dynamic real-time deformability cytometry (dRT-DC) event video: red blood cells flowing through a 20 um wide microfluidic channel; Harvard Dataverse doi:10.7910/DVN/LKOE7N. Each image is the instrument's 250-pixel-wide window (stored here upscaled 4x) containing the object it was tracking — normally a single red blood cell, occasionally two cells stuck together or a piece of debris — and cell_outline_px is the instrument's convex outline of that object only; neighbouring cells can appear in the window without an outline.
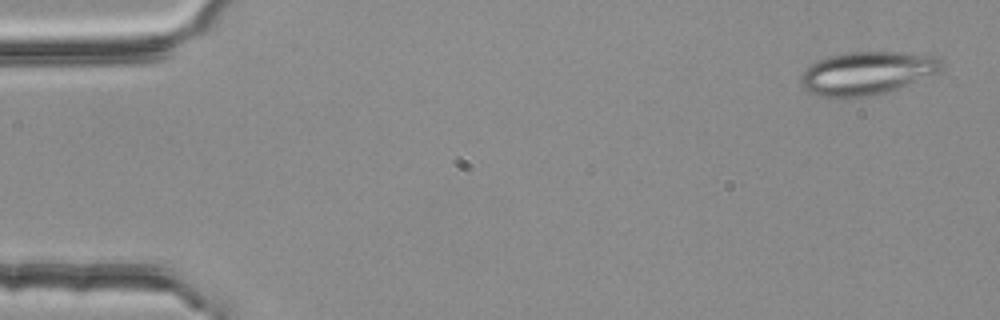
{"species": "common noctule bat (a hibernating species)", "species_latin": "Nyctalus noctula", "temperature_condition": "room temperature", "stored_images_in_passage": 5, "segment_of_instrument_passage": [1, 2], "camera_frame_rate_fps": 3000, "um_per_image_px": 0.085, "animal": {"sex": "female", "body_mass_g": 25.1}, "frame": {"image": 1, "passage_image": 1, "time_ms": 0.0, "image_size_px": [1000, 320], "cell_outline_px": [[940, 68], [936, 72], [896, 88], [884, 92], [864, 96], [816, 96], [804, 92], [800, 84], [800, 76], [816, 60], [832, 56], [852, 52], [900, 52], [936, 56], [940, 60]], "centroid_in_image_um": [73.59, 6.21], "position_along_channel_um": 11.4, "area_um2": 34.39}}